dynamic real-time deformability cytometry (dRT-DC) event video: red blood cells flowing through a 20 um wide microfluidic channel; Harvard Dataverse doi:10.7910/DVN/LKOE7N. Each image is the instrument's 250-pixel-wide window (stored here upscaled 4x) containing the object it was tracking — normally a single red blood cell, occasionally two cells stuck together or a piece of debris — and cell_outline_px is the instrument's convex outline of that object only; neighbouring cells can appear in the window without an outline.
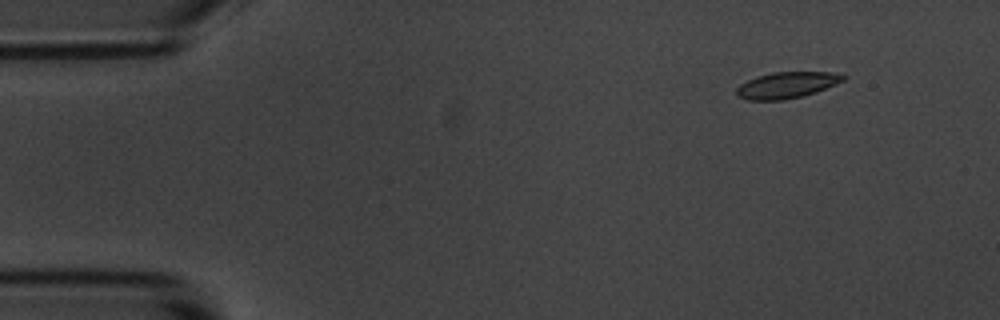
{"species": "common noctule bat (a hibernating species)", "species_latin": "Nyctalus noctula", "temperature_condition": "room temperature", "stored_images_in_passage": 15, "camera_frame_rate_fps": 3000, "um_per_image_px": 0.085, "animal": {"sex": "male", "body_mass_g": 20.1, "forearm_length_mm": 53.5}, "frame": {"image": 1, "passage_image": 2, "time_ms": 1.333, "image_size_px": [1000, 320], "cell_outline_px": [[848, 76], [844, 80], [836, 84], [816, 92], [784, 100], [748, 100], [736, 96], [736, 88], [740, 84], [756, 76], [772, 72], [832, 72]], "centroid_in_image_um": [66.86, 7.23], "position_along_channel_um": 18.1, "area_um2": 16.36}}
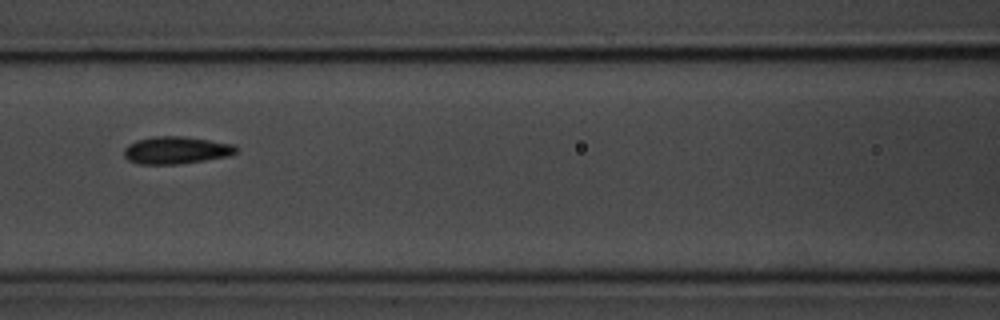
{"frame": {"image": 2, "passage_image": 7, "time_ms": 7.667, "image_size_px": [1000, 320], "cell_outline_px": [[236, 152], [228, 156], [180, 164], [136, 164], [128, 160], [124, 156], [124, 148], [128, 144], [136, 140], [152, 136], [184, 136], [232, 144], [236, 148]], "centroid_in_image_um": [14.9, 12.77], "position_along_channel_um": 151.7, "area_um2": 17.86}}
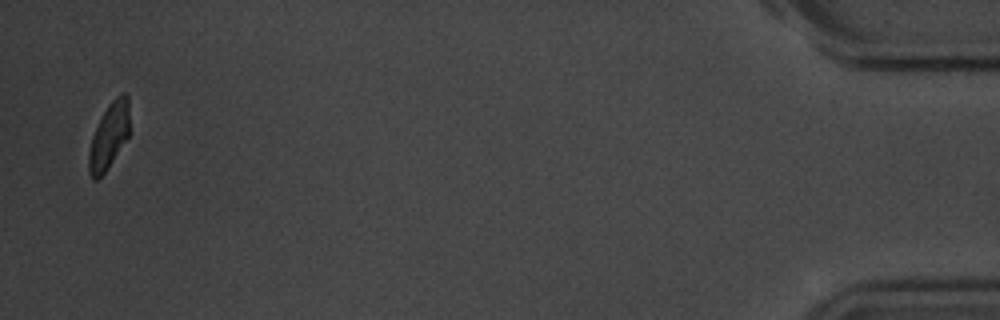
{"frame": {"image": 3, "passage_image": 15, "time_ms": 18.0, "image_size_px": [1000, 320], "cell_outline_px": [[128, 136], [104, 172], [96, 180], [92, 180], [88, 172], [88, 152], [92, 136], [108, 104], [116, 96], [124, 92], [128, 92]], "centroid_in_image_um": [9.24, 11.55], "position_along_channel_um": 426.0, "area_um2": 15.26}, "authors_computed_cell_mechanics": {"area_um2": 17.2244, "velocity_mm_per_s": 3.5148, "shape_relaxation_time_tau1_ms": 6.0226, "shape_relaxation_time_tau2_ms": null, "deformation_change_tau1": 0.107, "deformation_change_tau2": null}}